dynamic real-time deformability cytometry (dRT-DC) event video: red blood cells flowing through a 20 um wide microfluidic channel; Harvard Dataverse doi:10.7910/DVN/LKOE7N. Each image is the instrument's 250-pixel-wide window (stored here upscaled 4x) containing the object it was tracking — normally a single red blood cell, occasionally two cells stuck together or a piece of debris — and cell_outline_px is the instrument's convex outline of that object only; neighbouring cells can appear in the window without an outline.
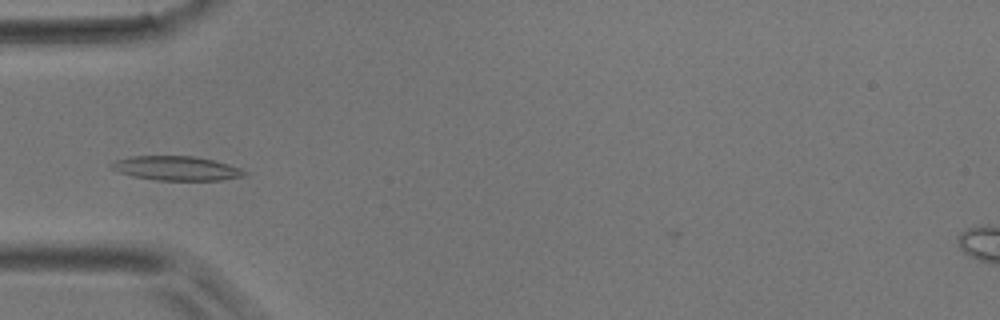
{"species": "common noctule bat (a hibernating species)", "species_latin": "Nyctalus noctula", "temperature_condition": "room temperature", "stored_images_in_passage": 33, "camera_frame_rate_fps": 3000, "um_per_image_px": 0.085, "animal": {"sex": "male", "body_mass_g": 17.9}, "frame": {"image": 1, "passage_image": 1, "time_ms": 0.0, "image_size_px": [1000, 320], "cell_outline_px": [[248, 172], [244, 176], [220, 180], [156, 180], [132, 176], [108, 168], [108, 164], [116, 160], [132, 156], [196, 156], [228, 164], [240, 168]], "centroid_in_image_um": [14.96, 14.3], "position_along_channel_um": 70.0, "area_um2": 18.84}}
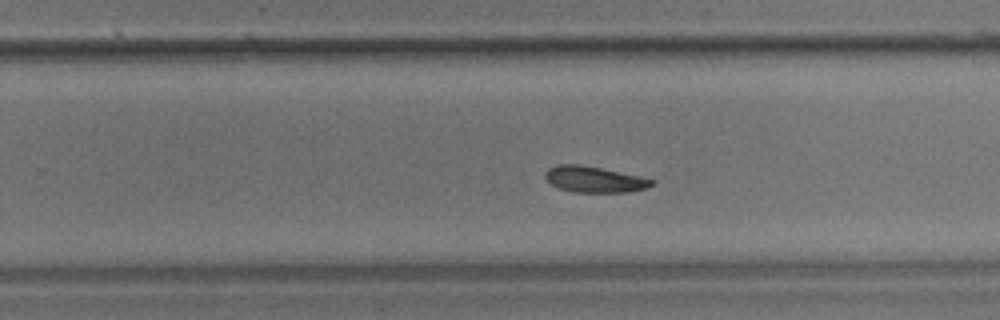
{"frame": {"image": 2, "passage_image": 16, "time_ms": 5.0, "image_size_px": [1000, 320], "cell_outline_px": [[656, 184], [648, 188], [628, 192], [572, 192], [556, 188], [544, 176], [544, 172], [548, 168], [556, 164], [580, 164], [640, 176], [656, 180]], "centroid_in_image_um": [50.52, 15.25], "position_along_channel_um": 279.3, "area_um2": 16.42}}
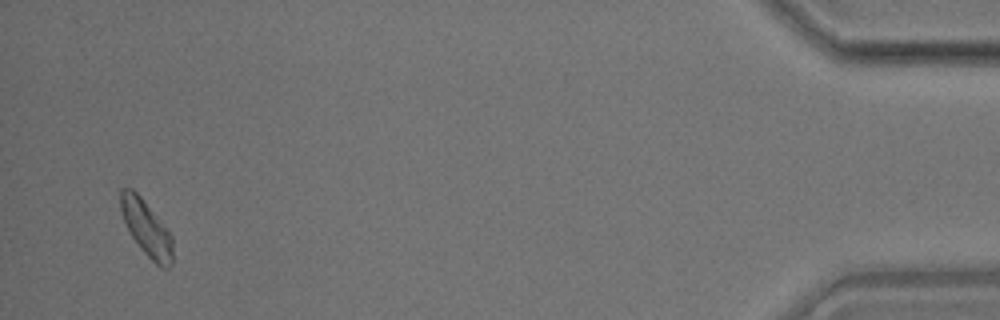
{"frame": {"image": 3, "passage_image": 32, "time_ms": 10.333, "image_size_px": [1000, 320], "cell_outline_px": [[172, 264], [168, 268], [160, 268], [140, 248], [132, 236], [124, 220], [120, 208], [120, 188], [132, 188], [140, 196], [172, 236]], "centroid_in_image_um": [12.44, 19.41], "position_along_channel_um": 422.8, "area_um2": 16.47}}